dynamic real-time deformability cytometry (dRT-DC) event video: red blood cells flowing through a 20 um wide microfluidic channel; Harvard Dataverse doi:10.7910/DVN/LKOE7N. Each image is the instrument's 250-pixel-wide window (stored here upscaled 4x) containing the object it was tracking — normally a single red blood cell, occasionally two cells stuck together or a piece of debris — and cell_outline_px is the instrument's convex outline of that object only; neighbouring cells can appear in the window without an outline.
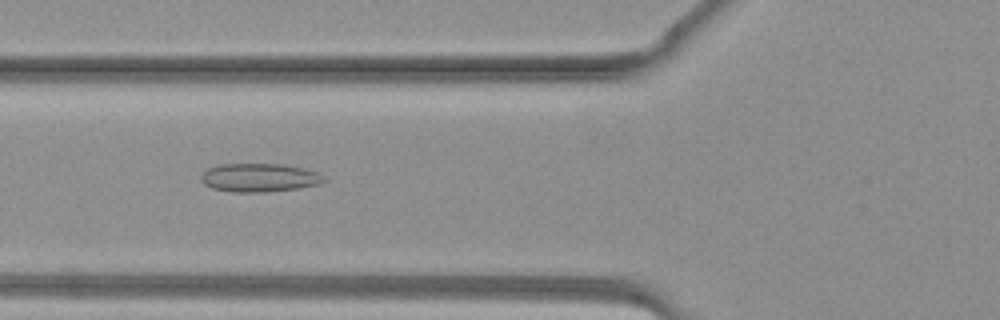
{"species": "common noctule bat (a hibernating species)", "species_latin": "Nyctalus noctula", "temperature_condition": "warm", "stored_images_in_passage": 39, "camera_frame_rate_fps": 3000, "um_per_image_px": 0.085, "animal": {"sex": "female", "body_mass_g": 19.3, "forearm_length_mm": 54.1}, "frame": {"image": 1, "passage_image": 15, "time_ms": 4.667, "image_size_px": [1000, 320], "cell_outline_px": [[328, 180], [320, 184], [300, 188], [264, 192], [232, 192], [212, 188], [204, 184], [200, 180], [200, 176], [208, 168], [220, 164], [284, 164], [304, 168], [320, 172]], "centroid_in_image_um": [22.09, 15.1], "position_along_channel_um": 103.7, "area_um2": 20.69}}
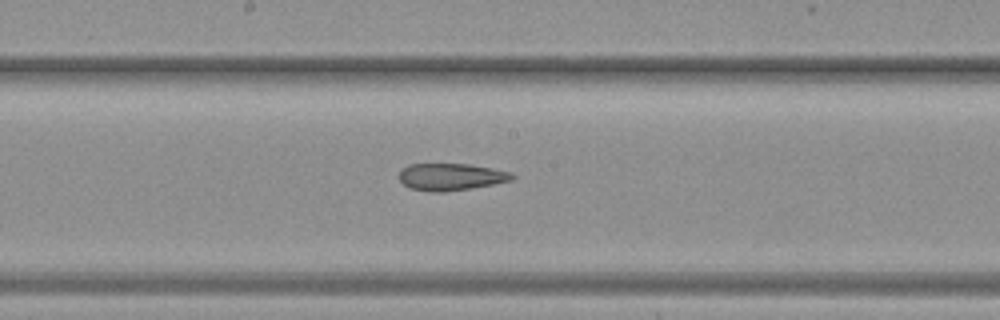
{"frame": {"image": 2, "passage_image": 21, "time_ms": 6.667, "image_size_px": [1000, 320], "cell_outline_px": [[516, 176], [512, 180], [472, 188], [444, 192], [432, 192], [408, 188], [400, 180], [400, 168], [408, 164], [472, 164], [512, 172]], "centroid_in_image_um": [38.33, 15.03], "position_along_channel_um": 209.9, "area_um2": 17.98}}
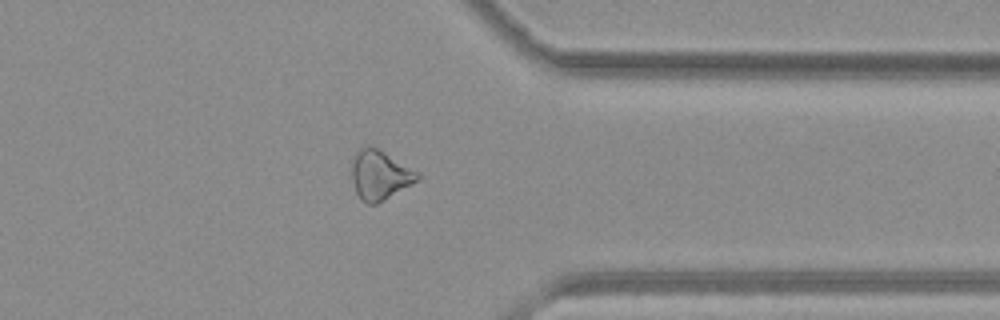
{"frame": {"image": 3, "passage_image": 31, "time_ms": 10.0, "image_size_px": [1000, 320], "cell_outline_px": [[420, 176], [412, 184], [384, 200], [376, 204], [368, 204], [360, 200], [356, 192], [352, 180], [352, 160], [356, 152], [364, 144], [372, 144], [420, 172]], "centroid_in_image_um": [32.27, 14.84], "position_along_channel_um": 379.1, "area_um2": 19.25}}